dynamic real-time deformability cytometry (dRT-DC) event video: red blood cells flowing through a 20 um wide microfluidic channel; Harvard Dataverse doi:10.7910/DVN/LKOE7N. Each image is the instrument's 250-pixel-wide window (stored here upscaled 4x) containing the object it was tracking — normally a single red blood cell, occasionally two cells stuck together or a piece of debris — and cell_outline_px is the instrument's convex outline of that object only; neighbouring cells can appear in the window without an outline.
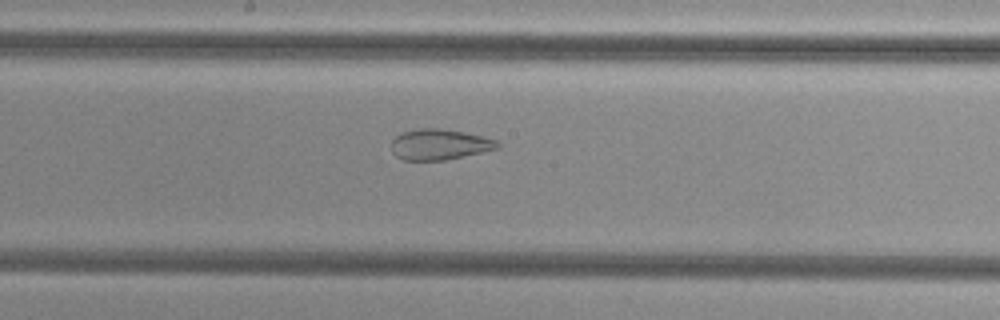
{"species": "common noctule bat (a hibernating species)", "species_latin": "Nyctalus noctula", "temperature_condition": "cold", "stored_images_in_passage": 37, "camera_frame_rate_fps": 3000, "um_per_image_px": 0.085, "animal": {"sex": "female", "body_mass_g": 29.2, "forearm_length_mm": 56.3}, "frame": {"image": 1, "passage_image": 12, "time_ms": 3.667, "image_size_px": [1000, 320], "cell_outline_px": [[500, 148], [464, 156], [444, 160], [404, 160], [396, 156], [392, 152], [392, 140], [400, 132], [416, 128], [440, 128], [464, 132], [496, 140], [500, 144]], "centroid_in_image_um": [37.33, 12.27], "position_along_channel_um": 210.9, "area_um2": 19.02}}
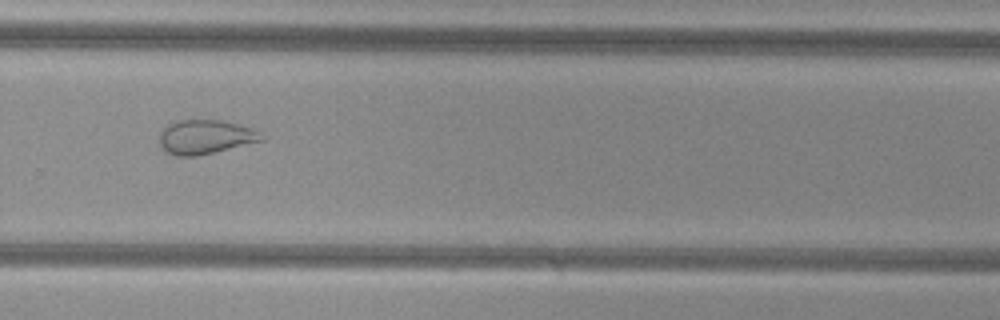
{"frame": {"image": 2, "passage_image": 20, "time_ms": 6.333, "image_size_px": [1000, 320], "cell_outline_px": [[264, 140], [196, 156], [176, 156], [168, 152], [160, 144], [160, 132], [168, 124], [176, 120], [220, 120], [252, 128], [260, 132], [264, 136]], "centroid_in_image_um": [17.45, 11.63], "position_along_channel_um": 312.3, "area_um2": 20.06}}
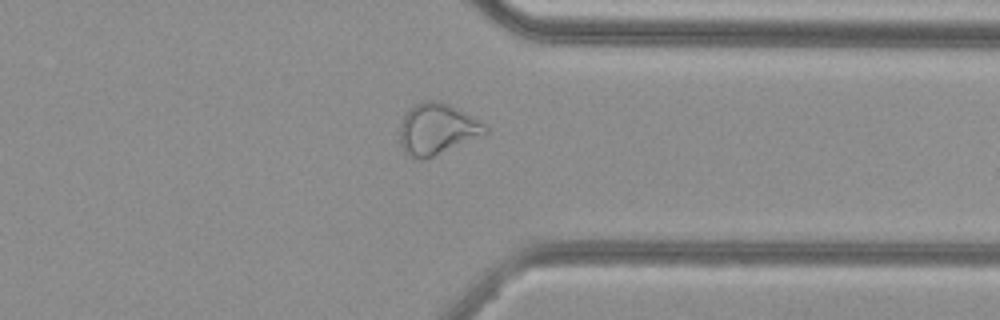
{"frame": {"image": 3, "passage_image": 25, "time_ms": 8.0, "image_size_px": [1000, 320], "cell_outline_px": [[488, 132], [484, 136], [432, 156], [420, 160], [404, 152], [400, 144], [400, 124], [408, 108], [424, 100], [440, 100], [464, 112], [484, 124], [488, 128]], "centroid_in_image_um": [37.15, 10.96], "position_along_channel_um": 374.3, "area_um2": 25.37}, "authors_computed_cell_mechanics": {"area_um2": 23.8136, "velocity_mm_per_s": 3.8136, "shape_relaxation_time_tau1_ms": null, "shape_relaxation_time_tau2_ms": 1.4015, "deformation_change_tau1": null, "deformation_change_tau2": 0.0873}}